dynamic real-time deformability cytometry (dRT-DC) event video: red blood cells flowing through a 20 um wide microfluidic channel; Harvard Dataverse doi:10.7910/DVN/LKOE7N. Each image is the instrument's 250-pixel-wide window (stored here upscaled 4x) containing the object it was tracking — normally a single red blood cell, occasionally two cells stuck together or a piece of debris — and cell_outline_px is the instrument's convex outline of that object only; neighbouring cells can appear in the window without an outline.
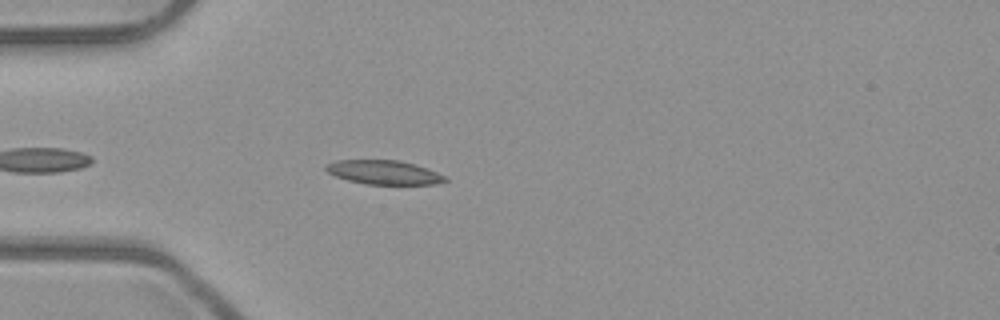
{"species": "common noctule bat (a hibernating species)", "species_latin": "Nyctalus noctula", "temperature_condition": "room temperature", "stored_images_in_passage": 21, "camera_frame_rate_fps": 3000, "um_per_image_px": 0.085, "animal": {"sex": "male", "body_mass_g": 23.1, "forearm_length_mm": 52.7}, "frame": {"image": 1, "passage_image": 5, "time_ms": 1.333, "image_size_px": [1000, 320], "cell_outline_px": [[448, 180], [436, 184], [364, 184], [348, 180], [336, 176], [328, 172], [324, 168], [324, 164], [336, 160], [400, 160], [416, 164], [448, 176]], "centroid_in_image_um": [32.64, 14.64], "position_along_channel_um": 52.4, "area_um2": 16.88}}
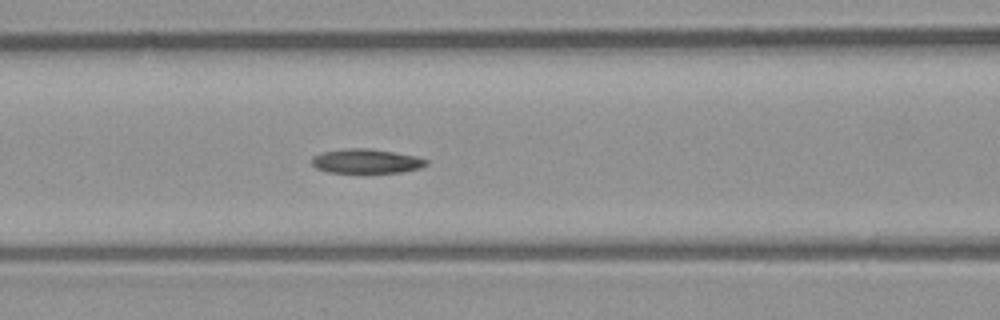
{"frame": {"image": 2, "passage_image": 12, "time_ms": 3.667, "image_size_px": [1000, 320], "cell_outline_px": [[428, 164], [420, 168], [400, 172], [328, 172], [316, 168], [312, 164], [312, 156], [320, 152], [344, 148], [368, 148], [416, 156], [428, 160]], "centroid_in_image_um": [31.1, 13.69], "position_along_channel_um": 135.5, "area_um2": 16.18}}
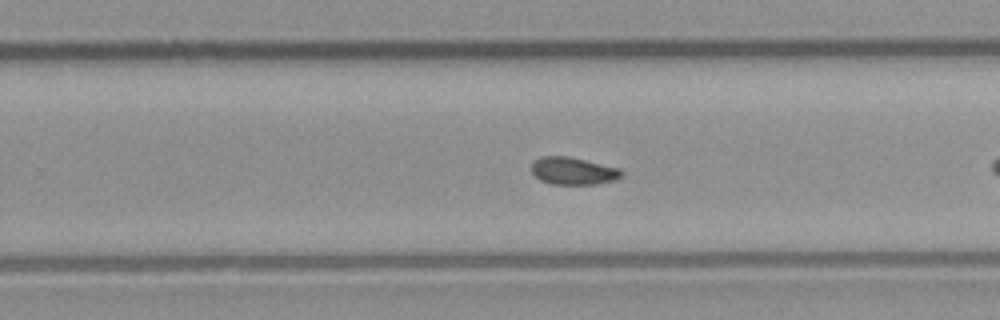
{"frame": {"image": 3, "passage_image": 20, "time_ms": 6.333, "image_size_px": [1000, 320], "cell_outline_px": [[624, 172], [616, 180], [596, 184], [552, 184], [540, 180], [528, 168], [532, 160], [540, 156], [568, 156], [620, 168]], "centroid_in_image_um": [48.67, 14.52], "position_along_channel_um": 281.1, "area_um2": 14.62}}